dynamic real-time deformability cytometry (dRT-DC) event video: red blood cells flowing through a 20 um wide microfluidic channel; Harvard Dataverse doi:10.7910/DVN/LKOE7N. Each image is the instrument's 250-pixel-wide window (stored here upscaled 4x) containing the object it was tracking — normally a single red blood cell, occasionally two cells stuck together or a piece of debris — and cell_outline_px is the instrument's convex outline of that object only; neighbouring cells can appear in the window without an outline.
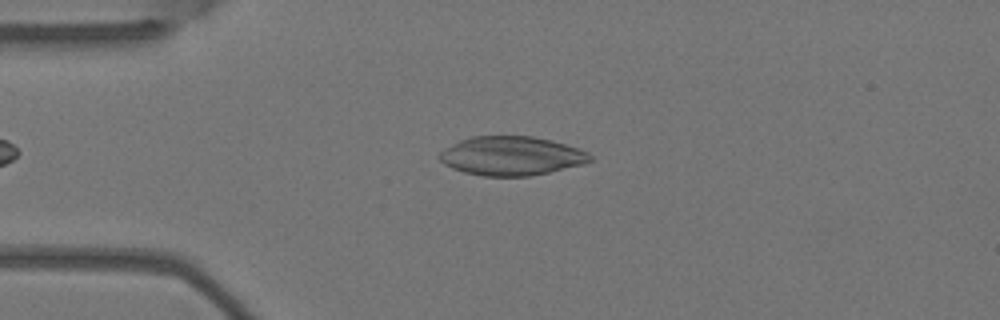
{"species": "Egyptian fruit bat (a non-hibernating species)", "species_latin": "Rousettus aegyptiacus", "temperature_condition": "warm", "stored_images_in_passage": 3, "camera_frame_rate_fps": 3000, "um_per_image_px": 0.085, "animal": {"sex": "female"}, "frame": {"image": 1, "passage_image": 2, "time_ms": 0.333, "image_size_px": [1000, 320], "cell_outline_px": [[592, 160], [584, 164], [548, 172], [528, 176], [480, 176], [464, 172], [452, 168], [444, 164], [440, 160], [440, 152], [444, 148], [460, 140], [472, 136], [532, 136], [552, 140], [588, 152], [592, 156]], "centroid_in_image_um": [43.45, 13.25], "position_along_channel_um": 41.5, "area_um2": 34.1}}